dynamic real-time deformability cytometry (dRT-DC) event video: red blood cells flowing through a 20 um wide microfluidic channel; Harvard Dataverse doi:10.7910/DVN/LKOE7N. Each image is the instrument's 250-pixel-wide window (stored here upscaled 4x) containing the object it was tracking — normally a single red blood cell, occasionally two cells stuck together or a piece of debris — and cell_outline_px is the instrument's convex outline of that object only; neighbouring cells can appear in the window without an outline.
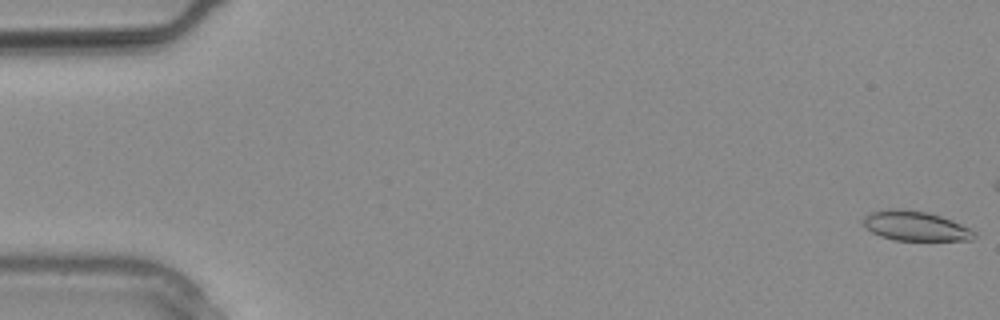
{"species": "common noctule bat (a hibernating species)", "species_latin": "Nyctalus noctula", "temperature_condition": "warm", "stored_images_in_passage": 30, "camera_frame_rate_fps": 3000, "um_per_image_px": 0.085, "animal": {"sex": "male", "body_mass_g": 20.4}, "frame": {"image": 1, "passage_image": 1, "time_ms": 0.0, "image_size_px": [1000, 320], "cell_outline_px": [[976, 236], [972, 240], [896, 240], [880, 236], [872, 232], [864, 224], [864, 216], [872, 212], [888, 208], [900, 208], [928, 212], [952, 220], [976, 232]], "centroid_in_image_um": [77.81, 19.2], "position_along_channel_um": 7.2, "area_um2": 19.07}}